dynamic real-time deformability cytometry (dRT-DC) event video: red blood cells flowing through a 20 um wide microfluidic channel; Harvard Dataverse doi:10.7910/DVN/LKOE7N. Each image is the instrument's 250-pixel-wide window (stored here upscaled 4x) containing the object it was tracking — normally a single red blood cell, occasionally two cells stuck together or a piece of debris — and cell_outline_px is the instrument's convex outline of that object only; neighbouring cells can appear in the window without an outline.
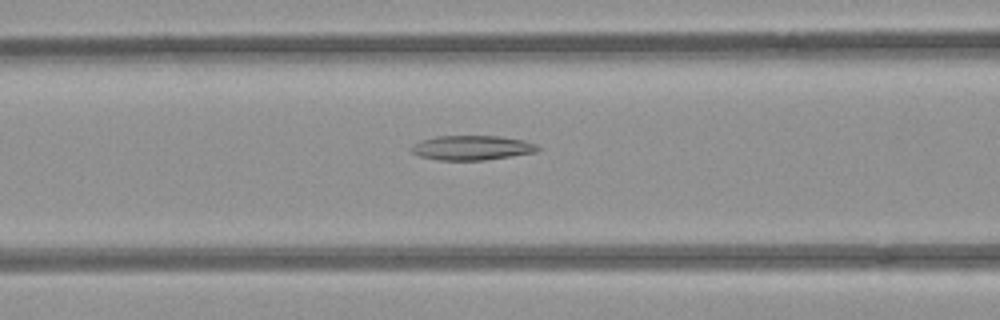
{"species": "common noctule bat (a hibernating species)", "species_latin": "Nyctalus noctula", "temperature_condition": "room temperature", "stored_images_in_passage": 48, "camera_frame_rate_fps": 3000, "um_per_image_px": 0.085, "animal": {"sex": "female", "body_mass_g": 21.9}, "frame": {"image": 1, "passage_image": 16, "time_ms": 5.0, "image_size_px": [1000, 320], "cell_outline_px": [[540, 148], [536, 152], [484, 160], [440, 160], [420, 156], [412, 152], [408, 148], [420, 140], [436, 136], [500, 136], [524, 140], [536, 144]], "centroid_in_image_um": [40.09, 12.55], "position_along_channel_um": 126.5, "area_um2": 18.09}}
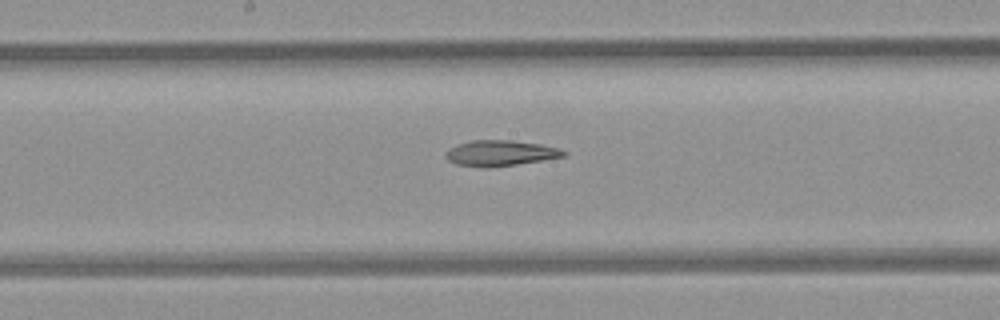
{"frame": {"image": 2, "passage_image": 22, "time_ms": 7.0, "image_size_px": [1000, 320], "cell_outline_px": [[568, 152], [564, 156], [516, 164], [488, 168], [484, 168], [456, 164], [448, 160], [444, 156], [456, 144], [472, 140], [512, 140], [540, 144], [560, 148]], "centroid_in_image_um": [42.52, 13.01], "position_along_channel_um": 205.7, "area_um2": 17.51}}
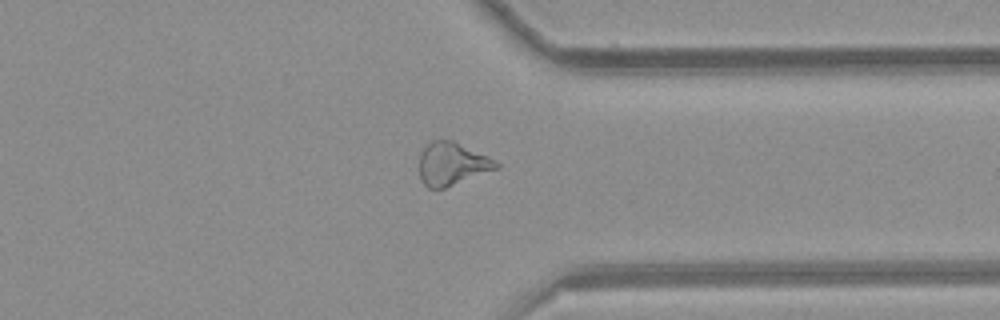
{"frame": {"image": 3, "passage_image": 35, "time_ms": 11.333, "image_size_px": [1000, 320], "cell_outline_px": [[500, 168], [444, 188], [428, 188], [420, 180], [420, 152], [432, 140], [452, 140], [488, 156], [500, 164]], "centroid_in_image_um": [38.43, 13.93], "position_along_channel_um": 373.0, "area_um2": 19.13}}